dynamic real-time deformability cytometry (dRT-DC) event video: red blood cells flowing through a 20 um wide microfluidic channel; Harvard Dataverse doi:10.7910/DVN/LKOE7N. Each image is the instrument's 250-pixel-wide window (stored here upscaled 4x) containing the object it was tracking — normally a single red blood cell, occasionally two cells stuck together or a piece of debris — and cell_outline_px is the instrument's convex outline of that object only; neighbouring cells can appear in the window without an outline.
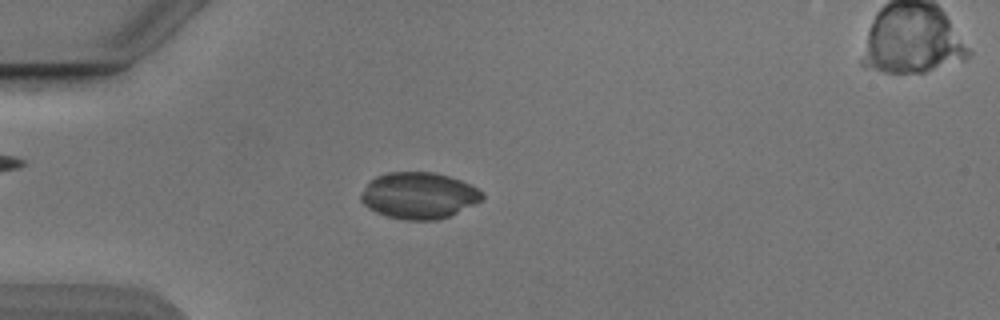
{"species": "Egyptian fruit bat (a non-hibernating species)", "species_latin": "Rousettus aegyptiacus", "temperature_condition": "cold", "stored_images_in_passage": 50, "camera_frame_rate_fps": 3000, "um_per_image_px": 0.085, "animal": {"sex": "male"}, "frame": {"image": 1, "passage_image": 12, "time_ms": 3.667, "image_size_px": [1000, 320], "cell_outline_px": [[484, 196], [480, 200], [448, 216], [436, 220], [404, 220], [384, 216], [368, 208], [360, 200], [360, 196], [368, 180], [376, 176], [388, 172], [436, 172], [460, 180], [484, 192]], "centroid_in_image_um": [35.54, 16.61], "position_along_channel_um": 49.5, "area_um2": 32.71}}
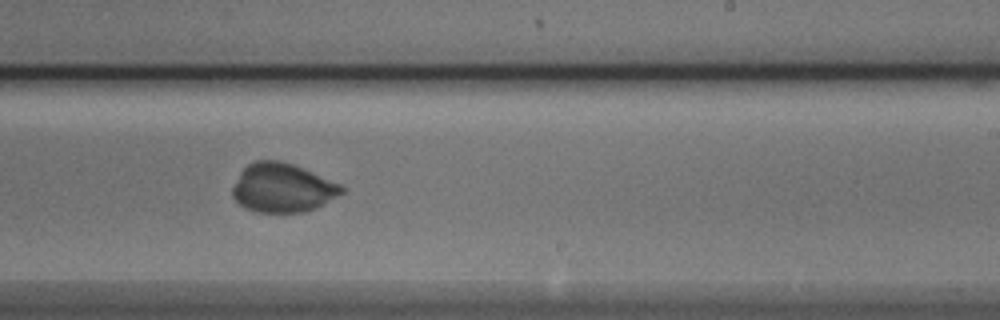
{"frame": {"image": 2, "passage_image": 30, "time_ms": 9.667, "image_size_px": [1000, 320], "cell_outline_px": [[344, 192], [324, 204], [316, 208], [304, 212], [256, 212], [244, 208], [232, 196], [232, 188], [240, 172], [248, 164], [256, 160], [280, 160], [304, 168], [340, 184], [344, 188]], "centroid_in_image_um": [24.0, 15.97], "position_along_channel_um": 265.0, "area_um2": 31.15}}
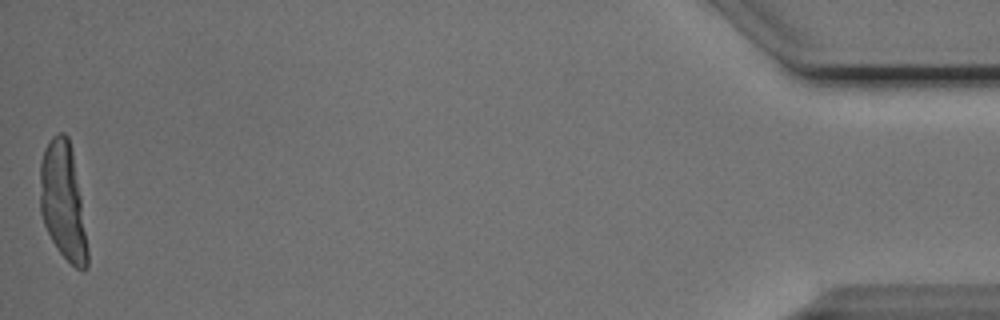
{"frame": {"image": 3, "passage_image": 50, "time_ms": 16.333, "image_size_px": [1000, 320], "cell_outline_px": [[88, 268], [84, 272], [76, 268], [56, 248], [44, 224], [40, 212], [40, 160], [44, 148], [52, 136], [60, 132], [64, 132], [68, 136], [72, 148], [80, 196], [88, 248]], "centroid_in_image_um": [5.35, 17.1], "position_along_channel_um": 429.9, "area_um2": 32.48}}